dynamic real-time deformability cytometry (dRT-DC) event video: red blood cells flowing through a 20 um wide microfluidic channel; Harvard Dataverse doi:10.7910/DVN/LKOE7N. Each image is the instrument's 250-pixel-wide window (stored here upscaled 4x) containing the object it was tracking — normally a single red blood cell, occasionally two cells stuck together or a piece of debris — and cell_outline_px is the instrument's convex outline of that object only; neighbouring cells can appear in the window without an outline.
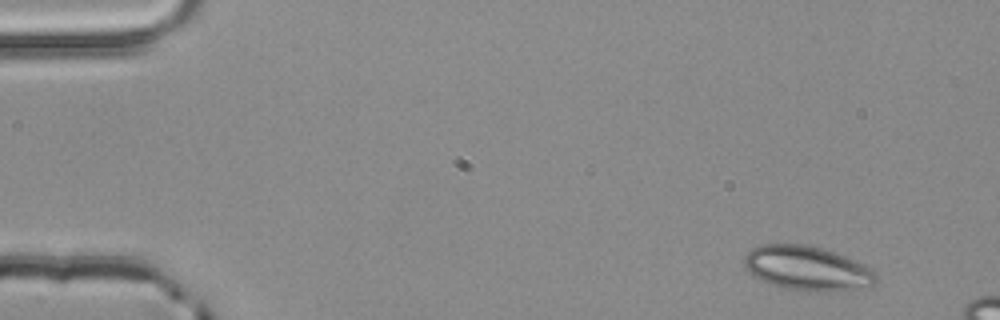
{"species": "common noctule bat (a hibernating species)", "species_latin": "Nyctalus noctula", "temperature_condition": "room temperature", "stored_images_in_passage": 4, "camera_frame_rate_fps": 3000, "um_per_image_px": 0.085, "animal": {"sex": "male", "body_mass_g": 20.4}, "frame": {"image": 1, "passage_image": 1, "time_ms": 0.0, "image_size_px": [1000, 320], "cell_outline_px": [[876, 284], [852, 288], [824, 292], [808, 292], [784, 288], [772, 284], [752, 276], [744, 264], [744, 256], [752, 248], [760, 244], [804, 244], [820, 248], [832, 252], [852, 260], [876, 272]], "centroid_in_image_um": [68.53, 22.81], "position_along_channel_um": 16.5, "area_um2": 33.58}}